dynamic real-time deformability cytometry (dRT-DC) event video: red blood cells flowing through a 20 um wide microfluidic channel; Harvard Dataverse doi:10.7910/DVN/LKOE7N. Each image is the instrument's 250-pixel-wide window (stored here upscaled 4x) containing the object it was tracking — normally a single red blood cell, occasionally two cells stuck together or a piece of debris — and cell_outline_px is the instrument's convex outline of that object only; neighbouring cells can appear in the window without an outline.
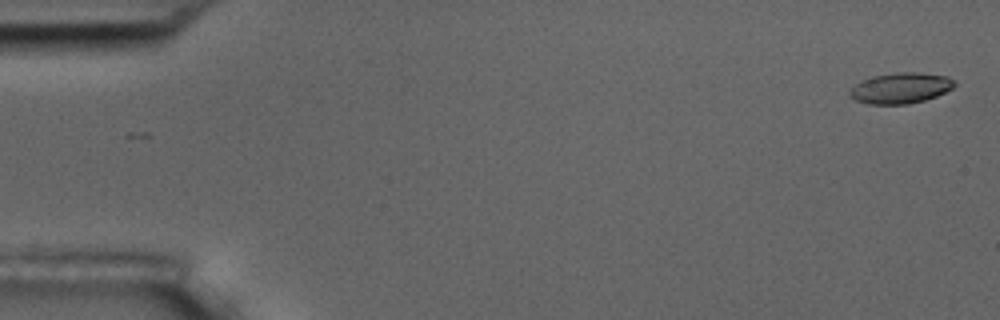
{"species": "common noctule bat (a hibernating species)", "species_latin": "Nyctalus noctula", "temperature_condition": "room temperature", "stored_images_in_passage": 8, "camera_frame_rate_fps": 3000, "um_per_image_px": 0.085, "animal": {"sex": "male", "body_mass_g": 17.5, "forearm_length_mm": 52.3}, "frame": {"image": 1, "passage_image": 1, "time_ms": 0.0, "image_size_px": [1000, 320], "cell_outline_px": [[956, 84], [952, 88], [936, 96], [924, 100], [908, 104], [868, 104], [856, 100], [848, 96], [848, 92], [856, 84], [864, 80], [876, 76], [896, 72], [920, 72], [948, 76]], "centroid_in_image_um": [76.55, 7.49], "position_along_channel_um": 8.4, "area_um2": 18.61}}
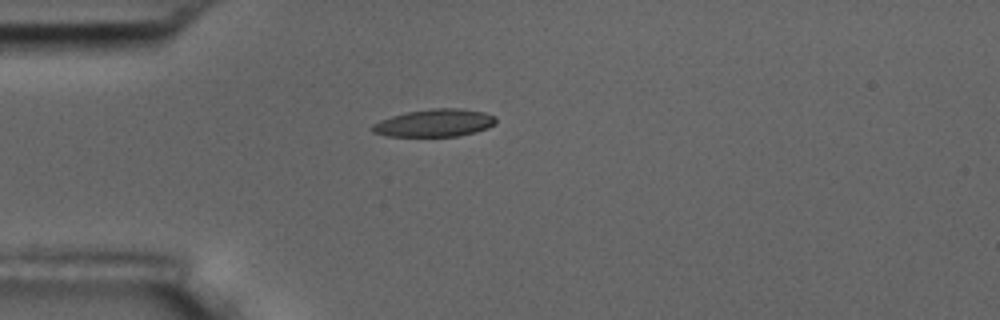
{"frame": {"image": 2, "passage_image": 5, "time_ms": 4.667, "image_size_px": [1000, 320], "cell_outline_px": [[496, 124], [488, 128], [476, 132], [460, 136], [388, 136], [372, 132], [368, 128], [372, 124], [380, 120], [392, 116], [408, 112], [432, 108], [460, 108], [484, 112], [496, 116]], "centroid_in_image_um": [36.95, 10.45], "position_along_channel_um": 48.1, "area_um2": 20.06}}